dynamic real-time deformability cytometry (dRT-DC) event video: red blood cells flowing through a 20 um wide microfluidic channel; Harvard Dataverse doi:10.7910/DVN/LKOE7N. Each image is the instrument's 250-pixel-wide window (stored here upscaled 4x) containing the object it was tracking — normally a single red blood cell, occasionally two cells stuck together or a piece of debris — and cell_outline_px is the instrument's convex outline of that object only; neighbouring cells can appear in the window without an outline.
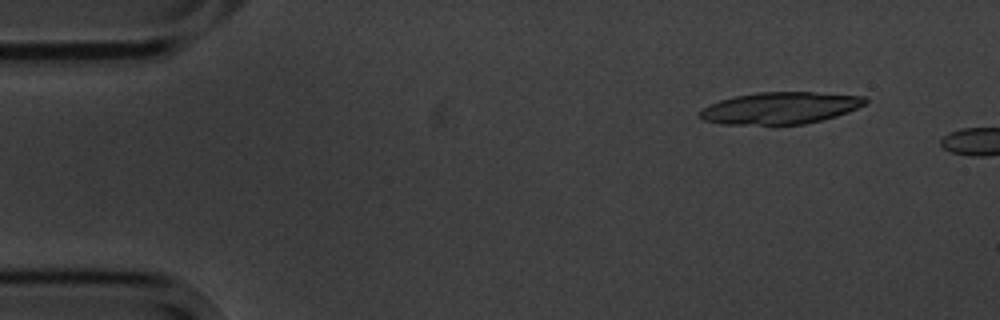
{"species": "common noctule bat (a hibernating species)", "species_latin": "Nyctalus noctula", "temperature_condition": "cold", "stored_images_in_passage": 3, "camera_frame_rate_fps": 3000, "um_per_image_px": 0.085, "animal": {"sex": "male", "body_mass_g": 20.1, "forearm_length_mm": 53.5}, "frame": {"image": 1, "passage_image": 1, "time_ms": 0.0, "image_size_px": [1000, 320], "cell_outline_px": [[868, 104], [848, 112], [836, 116], [804, 124], [724, 124], [704, 120], [700, 116], [700, 112], [708, 104], [720, 100], [736, 96], [760, 92], [812, 92], [864, 96], [868, 100]], "centroid_in_image_um": [66.36, 9.17], "position_along_channel_um": 18.6, "area_um2": 30.52}}